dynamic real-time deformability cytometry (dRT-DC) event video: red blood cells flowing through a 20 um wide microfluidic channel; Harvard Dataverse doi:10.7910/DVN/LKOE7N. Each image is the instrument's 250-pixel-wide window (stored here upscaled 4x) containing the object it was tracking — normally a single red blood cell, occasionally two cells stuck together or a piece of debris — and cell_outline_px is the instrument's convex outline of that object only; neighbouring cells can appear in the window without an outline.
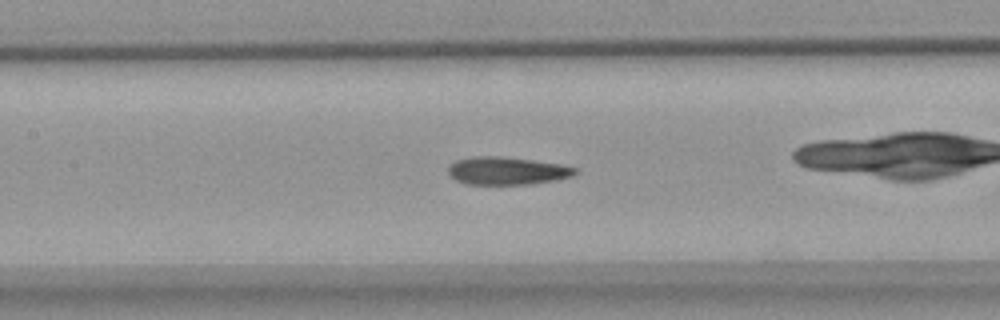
{"species": "common noctule bat (a hibernating species)", "species_latin": "Nyctalus noctula", "temperature_condition": "warm", "stored_images_in_passage": 56, "camera_frame_rate_fps": 3000, "um_per_image_px": 0.085, "animal": {"sex": "female", "body_mass_g": 18.4}, "frame": {"image": 1, "passage_image": 25, "time_ms": 8.0, "image_size_px": [1000, 320], "cell_outline_px": [[580, 172], [572, 176], [556, 180], [532, 184], [468, 184], [456, 180], [448, 172], [448, 168], [456, 160], [472, 156], [500, 156], [564, 164], [580, 168]], "centroid_in_image_um": [43.18, 14.51], "position_along_channel_um": 164.2, "area_um2": 20.75}}